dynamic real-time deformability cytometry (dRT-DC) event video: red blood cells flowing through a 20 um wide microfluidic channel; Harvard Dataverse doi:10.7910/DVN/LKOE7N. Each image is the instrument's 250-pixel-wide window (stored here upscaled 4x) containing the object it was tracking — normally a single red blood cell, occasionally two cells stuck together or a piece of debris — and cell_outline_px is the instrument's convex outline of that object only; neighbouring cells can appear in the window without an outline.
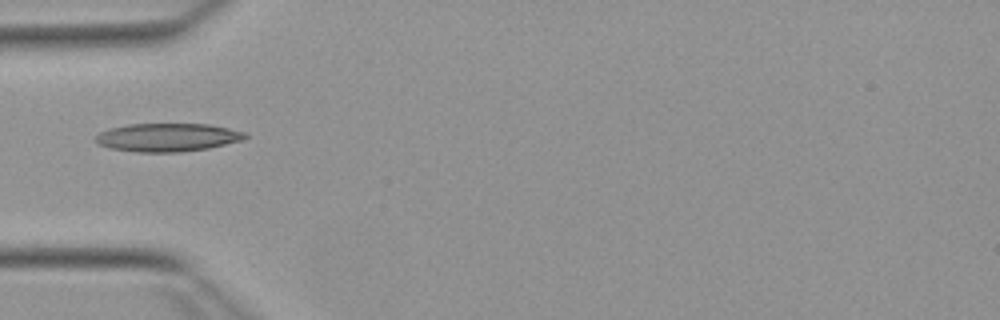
{"species": "Egyptian fruit bat (a non-hibernating species)", "species_latin": "Rousettus aegyptiacus", "temperature_condition": "warm", "stored_images_in_passage": 36, "camera_frame_rate_fps": 3000, "um_per_image_px": 0.085, "animal": {"sex": "female"}, "frame": {"image": 1, "passage_image": 1, "time_ms": 0.0, "image_size_px": [1000, 320], "cell_outline_px": [[248, 136], [240, 140], [208, 148], [180, 152], [136, 152], [112, 148], [96, 144], [96, 136], [100, 132], [108, 128], [128, 124], [208, 124], [248, 132]], "centroid_in_image_um": [14.22, 11.67], "position_along_channel_um": 70.8, "area_um2": 24.57}}
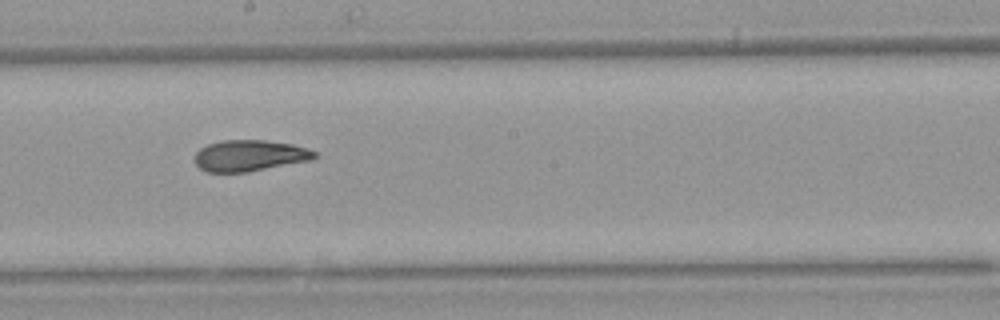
{"frame": {"image": 2, "passage_image": 13, "time_ms": 4.0, "image_size_px": [1000, 320], "cell_outline_px": [[320, 156], [312, 160], [248, 172], [208, 172], [200, 168], [196, 164], [196, 152], [200, 148], [208, 144], [224, 140], [264, 140], [292, 144], [308, 148], [316, 152]], "centroid_in_image_um": [21.27, 13.23], "position_along_channel_um": 226.9, "area_um2": 21.85}}
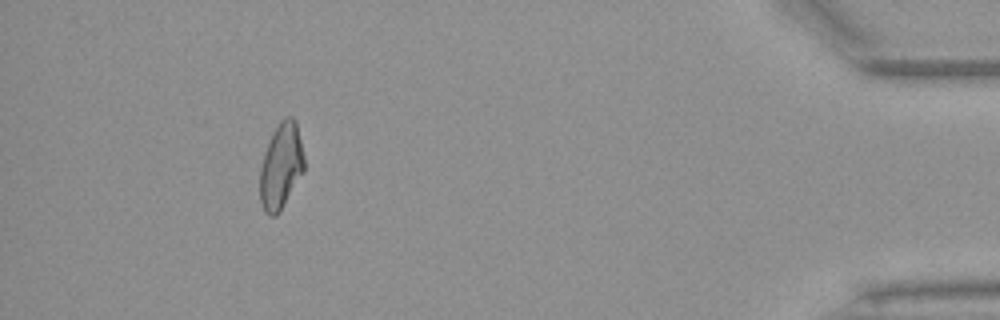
{"frame": {"image": 3, "passage_image": 32, "time_ms": 10.333, "image_size_px": [1000, 320], "cell_outline_px": [[304, 172], [280, 212], [276, 216], [268, 216], [264, 212], [260, 200], [260, 168], [264, 152], [272, 132], [280, 120], [284, 116], [292, 116], [296, 120], [304, 156]], "centroid_in_image_um": [23.89, 14.12], "position_along_channel_um": 411.3, "area_um2": 22.48}, "authors_computed_cell_mechanics": {"area_um2": 22.0507, "velocity_mm_per_s": 3.9036, "shape_relaxation_time_tau1_ms": 10.9464, "shape_relaxation_time_tau2_ms": 2.639, "deformation_change_tau1": 0.2583, "deformation_change_tau2": 0.0911}}